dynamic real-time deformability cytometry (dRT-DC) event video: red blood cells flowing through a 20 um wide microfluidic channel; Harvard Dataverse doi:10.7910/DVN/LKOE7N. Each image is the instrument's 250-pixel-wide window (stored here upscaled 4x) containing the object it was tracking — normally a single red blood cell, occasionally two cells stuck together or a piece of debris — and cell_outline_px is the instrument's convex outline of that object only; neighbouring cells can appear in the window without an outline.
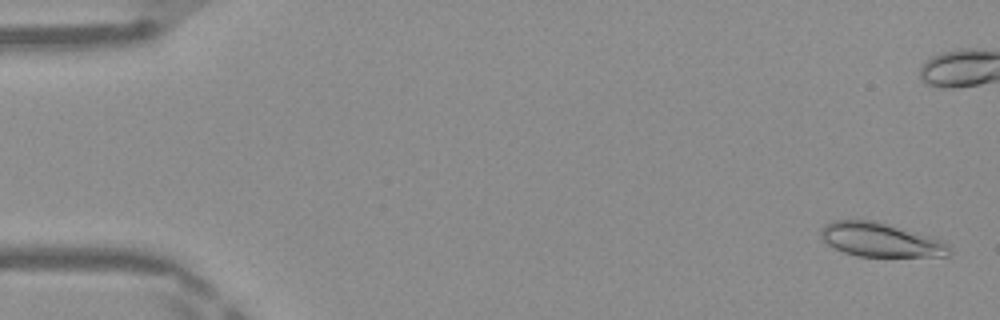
{"species": "Egyptian fruit bat (a non-hibernating species)", "species_latin": "Rousettus aegyptiacus", "temperature_condition": "warm", "stored_images_in_passage": 49, "camera_frame_rate_fps": 3000, "um_per_image_px": 0.085, "frame": {"image": 1, "passage_image": 2, "time_ms": 0.333, "image_size_px": [1000, 320], "cell_outline_px": [[952, 256], [856, 256], [844, 252], [828, 244], [820, 236], [820, 228], [824, 224], [836, 220], [872, 220], [888, 224], [944, 240], [952, 248]], "centroid_in_image_um": [74.88, 20.39], "position_along_channel_um": 10.1, "area_um2": 25.49}}
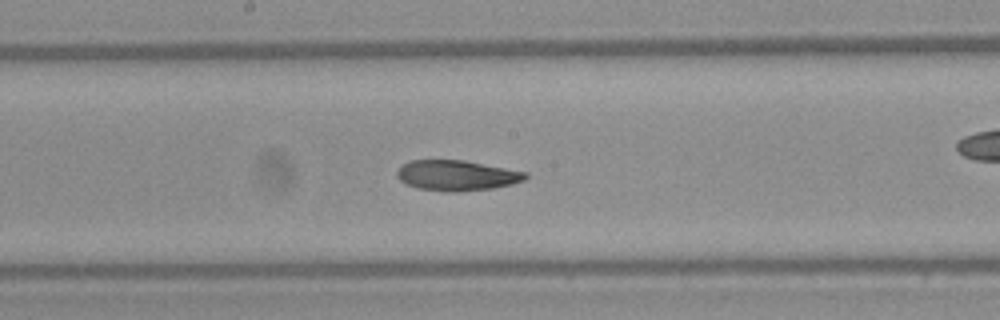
{"frame": {"image": 2, "passage_image": 26, "time_ms": 8.333, "image_size_px": [1000, 320], "cell_outline_px": [[528, 176], [524, 180], [512, 184], [492, 188], [456, 192], [448, 192], [416, 188], [404, 184], [396, 176], [396, 172], [400, 164], [408, 160], [464, 160], [528, 172]], "centroid_in_image_um": [38.77, 14.91], "position_along_channel_um": 209.4, "area_um2": 23.06}}
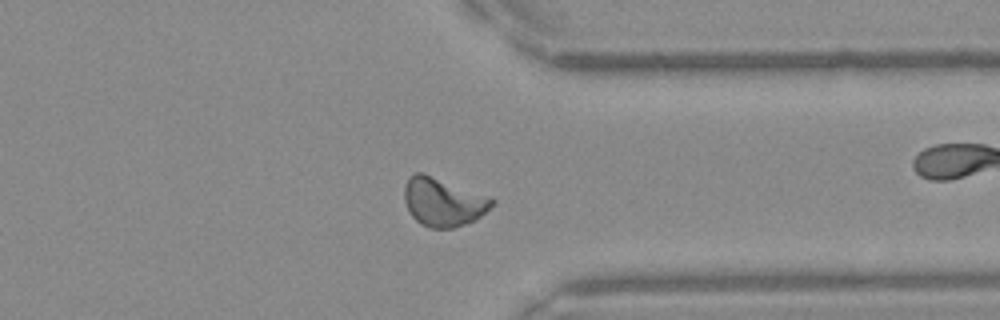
{"frame": {"image": 3, "passage_image": 38, "time_ms": 12.333, "image_size_px": [1000, 320], "cell_outline_px": [[496, 200], [480, 216], [464, 224], [452, 228], [428, 228], [420, 224], [412, 216], [404, 200], [404, 184], [416, 172], [424, 172], [492, 196]], "centroid_in_image_um": [37.67, 17.14], "position_along_channel_um": 373.7, "area_um2": 24.91}, "authors_computed_cell_mechanics": {"area_um2": 23.698, "velocity_mm_per_s": 4.1886, "shape_relaxation_time_tau1_ms": 10.3732, "shape_relaxation_time_tau2_ms": 3.4691, "deformation_change_tau1": 0.2069, "deformation_change_tau2": 0.0926}}